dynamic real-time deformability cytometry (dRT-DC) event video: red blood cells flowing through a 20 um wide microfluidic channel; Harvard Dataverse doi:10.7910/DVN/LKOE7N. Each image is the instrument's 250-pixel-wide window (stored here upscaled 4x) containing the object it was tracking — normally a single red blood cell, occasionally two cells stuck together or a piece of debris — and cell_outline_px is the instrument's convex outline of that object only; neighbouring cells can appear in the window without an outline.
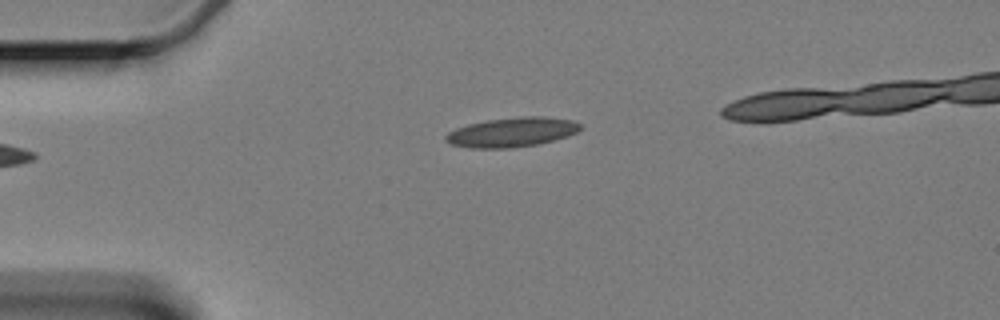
{"species": "Egyptian fruit bat (a non-hibernating species)", "species_latin": "Rousettus aegyptiacus", "temperature_condition": "cold", "stored_images_in_passage": 40, "camera_frame_rate_fps": 3000, "um_per_image_px": 0.085, "animal": {"sex": "female"}, "frame": {"image": 1, "passage_image": 1, "time_ms": 0.0, "image_size_px": [1000, 320], "cell_outline_px": [[580, 128], [576, 132], [552, 140], [536, 144], [508, 148], [472, 148], [452, 144], [444, 140], [444, 136], [448, 132], [456, 128], [468, 124], [488, 120], [524, 116], [544, 116], [572, 120], [580, 124]], "centroid_in_image_um": [43.46, 11.23], "position_along_channel_um": 41.5, "area_um2": 22.77}}
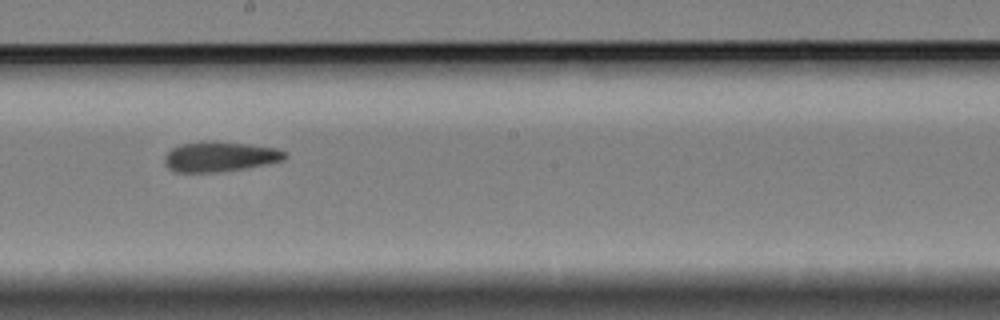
{"frame": {"image": 2, "passage_image": 20, "time_ms": 6.333, "image_size_px": [1000, 320], "cell_outline_px": [[288, 156], [284, 160], [240, 168], [212, 172], [176, 172], [168, 168], [164, 164], [164, 156], [172, 148], [180, 144], [216, 140], [248, 144], [276, 148], [288, 152]], "centroid_in_image_um": [18.66, 13.29], "position_along_channel_um": 229.5, "area_um2": 20.92}}
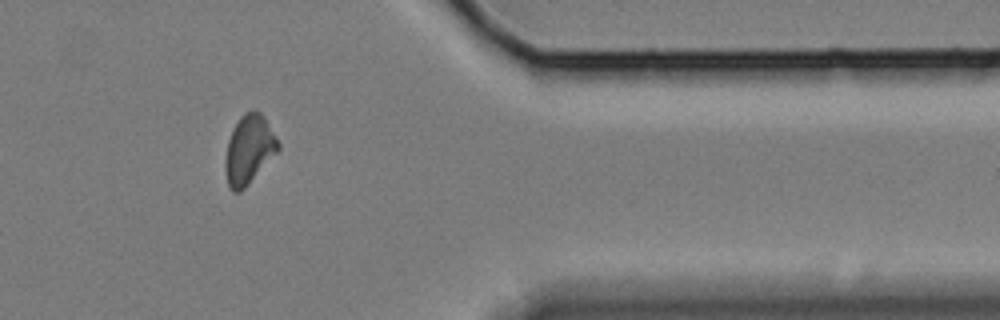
{"frame": {"image": 3, "passage_image": 36, "time_ms": 11.667, "image_size_px": [1000, 320], "cell_outline_px": [[280, 148], [244, 188], [240, 192], [232, 192], [228, 184], [224, 168], [224, 164], [228, 140], [240, 116], [244, 112], [252, 108], [260, 112], [264, 116], [280, 144]], "centroid_in_image_um": [21.15, 12.68], "position_along_channel_um": 390.3, "area_um2": 20.98}}